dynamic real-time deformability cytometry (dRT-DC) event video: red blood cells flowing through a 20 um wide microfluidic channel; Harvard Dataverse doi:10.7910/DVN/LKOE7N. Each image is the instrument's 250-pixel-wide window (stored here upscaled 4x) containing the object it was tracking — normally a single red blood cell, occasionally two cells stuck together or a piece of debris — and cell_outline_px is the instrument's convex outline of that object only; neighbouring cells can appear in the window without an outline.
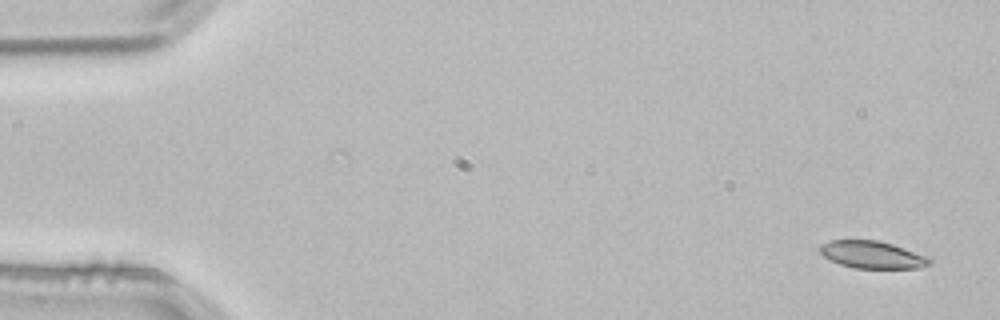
{"species": "common noctule bat (a hibernating species)", "species_latin": "Nyctalus noctula", "temperature_condition": "room temperature", "stored_images_in_passage": 5, "camera_frame_rate_fps": 3000, "um_per_image_px": 0.085, "animal": {"sex": "male", "body_mass_g": 21.5, "forearm_length_mm": 52.0}, "frame": {"image": 1, "passage_image": 1, "time_ms": 0.0, "image_size_px": [1000, 320], "cell_outline_px": [[932, 260], [928, 264], [920, 268], [856, 268], [840, 264], [824, 256], [820, 252], [820, 244], [832, 240], [876, 240], [892, 244], [904, 248], [924, 256]], "centroid_in_image_um": [74.1, 21.65], "position_along_channel_um": 10.9, "area_um2": 17.11}}
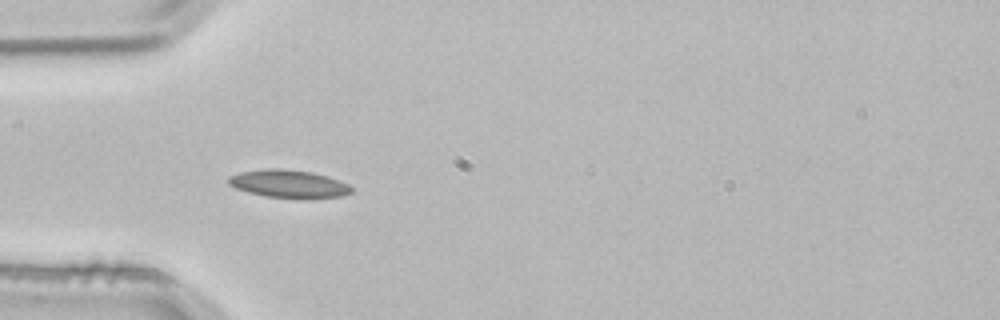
{"frame": {"image": 2, "passage_image": 4, "time_ms": 1.0, "image_size_px": [1000, 320], "cell_outline_px": [[352, 192], [340, 196], [264, 196], [248, 192], [236, 188], [228, 184], [228, 176], [240, 172], [264, 168], [284, 168], [312, 172], [328, 176], [348, 184], [352, 188]], "centroid_in_image_um": [24.47, 15.57], "position_along_channel_um": 60.5, "area_um2": 19.36}}